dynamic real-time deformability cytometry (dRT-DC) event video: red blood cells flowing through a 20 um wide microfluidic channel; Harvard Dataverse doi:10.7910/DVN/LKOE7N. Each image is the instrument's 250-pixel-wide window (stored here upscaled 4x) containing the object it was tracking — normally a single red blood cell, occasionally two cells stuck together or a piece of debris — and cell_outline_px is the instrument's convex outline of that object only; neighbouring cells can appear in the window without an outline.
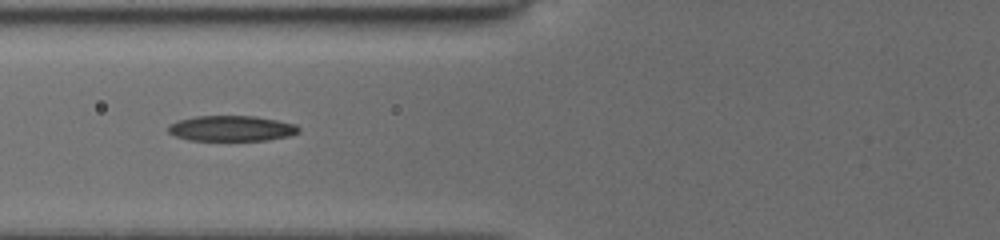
{"species": "common noctule bat (a hibernating species)", "species_latin": "Nyctalus noctula", "temperature_condition": "cold", "stored_images_in_passage": 28, "camera_frame_rate_fps": 3000, "um_per_image_px": 0.085, "animal": {"sex": "female", "body_mass_g": 19.5, "forearm_length_mm": 54.1}, "frame": {"image": 1, "passage_image": 27, "time_ms": 8.0, "image_size_px": [1000, 240], "cell_outline_px": [[300, 132], [288, 136], [268, 140], [188, 140], [176, 136], [168, 132], [168, 124], [180, 120], [196, 116], [256, 116], [296, 124], [300, 128]], "centroid_in_image_um": [19.69, 10.91], "position_along_channel_um": 106.1, "area_um2": 19.36}}